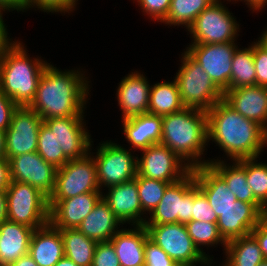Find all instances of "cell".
<instances>
[{"mask_svg":"<svg viewBox=\"0 0 267 266\" xmlns=\"http://www.w3.org/2000/svg\"><path fill=\"white\" fill-rule=\"evenodd\" d=\"M83 75L79 70L61 71L49 63L40 76L35 97L28 107L43 120L84 117L90 85Z\"/></svg>","mask_w":267,"mask_h":266,"instance_id":"1","label":"cell"},{"mask_svg":"<svg viewBox=\"0 0 267 266\" xmlns=\"http://www.w3.org/2000/svg\"><path fill=\"white\" fill-rule=\"evenodd\" d=\"M207 114L208 142L212 140L233 161L254 158L267 146V130L239 114L223 99Z\"/></svg>","mask_w":267,"mask_h":266,"instance_id":"2","label":"cell"},{"mask_svg":"<svg viewBox=\"0 0 267 266\" xmlns=\"http://www.w3.org/2000/svg\"><path fill=\"white\" fill-rule=\"evenodd\" d=\"M207 142L206 111L185 107L180 112L162 116L160 144L172 150L191 169L209 164L208 160L201 161L200 157Z\"/></svg>","mask_w":267,"mask_h":266,"instance_id":"3","label":"cell"},{"mask_svg":"<svg viewBox=\"0 0 267 266\" xmlns=\"http://www.w3.org/2000/svg\"><path fill=\"white\" fill-rule=\"evenodd\" d=\"M33 59L16 40L10 41L0 52V90L17 106L31 104L40 76L49 64L40 58Z\"/></svg>","mask_w":267,"mask_h":266,"instance_id":"4","label":"cell"},{"mask_svg":"<svg viewBox=\"0 0 267 266\" xmlns=\"http://www.w3.org/2000/svg\"><path fill=\"white\" fill-rule=\"evenodd\" d=\"M181 57V68L174 79L179 88L182 104L186 108L208 111L223 99V92L186 51Z\"/></svg>","mask_w":267,"mask_h":266,"instance_id":"5","label":"cell"},{"mask_svg":"<svg viewBox=\"0 0 267 266\" xmlns=\"http://www.w3.org/2000/svg\"><path fill=\"white\" fill-rule=\"evenodd\" d=\"M7 220L39 229L49 223L48 197L30 184L10 181L6 189Z\"/></svg>","mask_w":267,"mask_h":266,"instance_id":"6","label":"cell"},{"mask_svg":"<svg viewBox=\"0 0 267 266\" xmlns=\"http://www.w3.org/2000/svg\"><path fill=\"white\" fill-rule=\"evenodd\" d=\"M220 0L205 8L187 29L192 35L190 45L234 42L239 25ZM237 35V36H236Z\"/></svg>","mask_w":267,"mask_h":266,"instance_id":"7","label":"cell"},{"mask_svg":"<svg viewBox=\"0 0 267 266\" xmlns=\"http://www.w3.org/2000/svg\"><path fill=\"white\" fill-rule=\"evenodd\" d=\"M149 238L176 263L209 265L212 262L196 247L185 224H144Z\"/></svg>","mask_w":267,"mask_h":266,"instance_id":"8","label":"cell"},{"mask_svg":"<svg viewBox=\"0 0 267 266\" xmlns=\"http://www.w3.org/2000/svg\"><path fill=\"white\" fill-rule=\"evenodd\" d=\"M130 150L111 141L100 143L96 156H93L100 190H103L102 186L109 188L137 176L138 157L133 156Z\"/></svg>","mask_w":267,"mask_h":266,"instance_id":"9","label":"cell"},{"mask_svg":"<svg viewBox=\"0 0 267 266\" xmlns=\"http://www.w3.org/2000/svg\"><path fill=\"white\" fill-rule=\"evenodd\" d=\"M89 152L80 159L69 160L57 168L55 188L48 200H63L88 192H101L96 165Z\"/></svg>","mask_w":267,"mask_h":266,"instance_id":"10","label":"cell"},{"mask_svg":"<svg viewBox=\"0 0 267 266\" xmlns=\"http://www.w3.org/2000/svg\"><path fill=\"white\" fill-rule=\"evenodd\" d=\"M193 203V171L167 186L159 204L145 224H186L191 221Z\"/></svg>","mask_w":267,"mask_h":266,"instance_id":"11","label":"cell"},{"mask_svg":"<svg viewBox=\"0 0 267 266\" xmlns=\"http://www.w3.org/2000/svg\"><path fill=\"white\" fill-rule=\"evenodd\" d=\"M141 151V158H137V175L171 184L191 171L184 161L162 144L151 145Z\"/></svg>","mask_w":267,"mask_h":266,"instance_id":"12","label":"cell"},{"mask_svg":"<svg viewBox=\"0 0 267 266\" xmlns=\"http://www.w3.org/2000/svg\"><path fill=\"white\" fill-rule=\"evenodd\" d=\"M43 119L28 106H18L5 131L6 159L37 152L38 133Z\"/></svg>","mask_w":267,"mask_h":266,"instance_id":"13","label":"cell"},{"mask_svg":"<svg viewBox=\"0 0 267 266\" xmlns=\"http://www.w3.org/2000/svg\"><path fill=\"white\" fill-rule=\"evenodd\" d=\"M236 43L190 45L186 52L204 69L214 84L224 93L229 89L232 58Z\"/></svg>","mask_w":267,"mask_h":266,"instance_id":"14","label":"cell"},{"mask_svg":"<svg viewBox=\"0 0 267 266\" xmlns=\"http://www.w3.org/2000/svg\"><path fill=\"white\" fill-rule=\"evenodd\" d=\"M10 180L30 184L48 198L55 188L57 168L46 162L37 152H30L9 160Z\"/></svg>","mask_w":267,"mask_h":266,"instance_id":"15","label":"cell"},{"mask_svg":"<svg viewBox=\"0 0 267 266\" xmlns=\"http://www.w3.org/2000/svg\"><path fill=\"white\" fill-rule=\"evenodd\" d=\"M84 117H59L43 122L55 134L58 146L69 160L85 157L91 150V136L84 125Z\"/></svg>","mask_w":267,"mask_h":266,"instance_id":"16","label":"cell"},{"mask_svg":"<svg viewBox=\"0 0 267 266\" xmlns=\"http://www.w3.org/2000/svg\"><path fill=\"white\" fill-rule=\"evenodd\" d=\"M102 197V192H88L63 200H48L49 223L56 229L77 228Z\"/></svg>","mask_w":267,"mask_h":266,"instance_id":"17","label":"cell"},{"mask_svg":"<svg viewBox=\"0 0 267 266\" xmlns=\"http://www.w3.org/2000/svg\"><path fill=\"white\" fill-rule=\"evenodd\" d=\"M261 203L237 200L218 217L217 226L223 239L230 240L251 234L261 220Z\"/></svg>","mask_w":267,"mask_h":266,"instance_id":"18","label":"cell"},{"mask_svg":"<svg viewBox=\"0 0 267 266\" xmlns=\"http://www.w3.org/2000/svg\"><path fill=\"white\" fill-rule=\"evenodd\" d=\"M102 198L122 224H145L146 219L142 218L143 210L138 195L137 176L131 181L109 187L107 194H102Z\"/></svg>","mask_w":267,"mask_h":266,"instance_id":"19","label":"cell"},{"mask_svg":"<svg viewBox=\"0 0 267 266\" xmlns=\"http://www.w3.org/2000/svg\"><path fill=\"white\" fill-rule=\"evenodd\" d=\"M223 100L247 119L267 130V88L258 85L228 89Z\"/></svg>","mask_w":267,"mask_h":266,"instance_id":"20","label":"cell"},{"mask_svg":"<svg viewBox=\"0 0 267 266\" xmlns=\"http://www.w3.org/2000/svg\"><path fill=\"white\" fill-rule=\"evenodd\" d=\"M131 73L121 80L116 91L122 119L148 113L151 86L143 74Z\"/></svg>","mask_w":267,"mask_h":266,"instance_id":"21","label":"cell"},{"mask_svg":"<svg viewBox=\"0 0 267 266\" xmlns=\"http://www.w3.org/2000/svg\"><path fill=\"white\" fill-rule=\"evenodd\" d=\"M191 170L198 188L206 195L217 217L237 201L225 180L209 164Z\"/></svg>","mask_w":267,"mask_h":266,"instance_id":"22","label":"cell"},{"mask_svg":"<svg viewBox=\"0 0 267 266\" xmlns=\"http://www.w3.org/2000/svg\"><path fill=\"white\" fill-rule=\"evenodd\" d=\"M119 229L111 238L120 266H145V242L149 237L144 225Z\"/></svg>","mask_w":267,"mask_h":266,"instance_id":"23","label":"cell"},{"mask_svg":"<svg viewBox=\"0 0 267 266\" xmlns=\"http://www.w3.org/2000/svg\"><path fill=\"white\" fill-rule=\"evenodd\" d=\"M122 120L125 139L134 150L141 151L151 145L160 144L162 116L146 113Z\"/></svg>","mask_w":267,"mask_h":266,"instance_id":"24","label":"cell"},{"mask_svg":"<svg viewBox=\"0 0 267 266\" xmlns=\"http://www.w3.org/2000/svg\"><path fill=\"white\" fill-rule=\"evenodd\" d=\"M34 230L10 220L0 224V266H9L20 257L29 254Z\"/></svg>","mask_w":267,"mask_h":266,"instance_id":"25","label":"cell"},{"mask_svg":"<svg viewBox=\"0 0 267 266\" xmlns=\"http://www.w3.org/2000/svg\"><path fill=\"white\" fill-rule=\"evenodd\" d=\"M121 224L122 222L101 197L76 229L98 243L110 241L119 231L117 229L120 228Z\"/></svg>","mask_w":267,"mask_h":266,"instance_id":"26","label":"cell"},{"mask_svg":"<svg viewBox=\"0 0 267 266\" xmlns=\"http://www.w3.org/2000/svg\"><path fill=\"white\" fill-rule=\"evenodd\" d=\"M29 254L38 266H54L64 256L60 230L50 223L35 229L30 241Z\"/></svg>","mask_w":267,"mask_h":266,"instance_id":"27","label":"cell"},{"mask_svg":"<svg viewBox=\"0 0 267 266\" xmlns=\"http://www.w3.org/2000/svg\"><path fill=\"white\" fill-rule=\"evenodd\" d=\"M209 165L225 180L226 185L236 196L237 200L248 203H260L247 184L246 178V158L233 162L229 166L227 162L214 159L208 160Z\"/></svg>","mask_w":267,"mask_h":266,"instance_id":"28","label":"cell"},{"mask_svg":"<svg viewBox=\"0 0 267 266\" xmlns=\"http://www.w3.org/2000/svg\"><path fill=\"white\" fill-rule=\"evenodd\" d=\"M184 108L175 79L172 82L162 81L150 87L149 114L165 116L180 112Z\"/></svg>","mask_w":267,"mask_h":266,"instance_id":"29","label":"cell"},{"mask_svg":"<svg viewBox=\"0 0 267 266\" xmlns=\"http://www.w3.org/2000/svg\"><path fill=\"white\" fill-rule=\"evenodd\" d=\"M226 263L223 266H258L265 260L259 243L252 235H246L227 242Z\"/></svg>","mask_w":267,"mask_h":266,"instance_id":"30","label":"cell"},{"mask_svg":"<svg viewBox=\"0 0 267 266\" xmlns=\"http://www.w3.org/2000/svg\"><path fill=\"white\" fill-rule=\"evenodd\" d=\"M59 230L63 240L64 255L78 266H91L97 242L76 228Z\"/></svg>","mask_w":267,"mask_h":266,"instance_id":"31","label":"cell"},{"mask_svg":"<svg viewBox=\"0 0 267 266\" xmlns=\"http://www.w3.org/2000/svg\"><path fill=\"white\" fill-rule=\"evenodd\" d=\"M256 85V70L253 58V44L245 49H236L232 58L229 89Z\"/></svg>","mask_w":267,"mask_h":266,"instance_id":"32","label":"cell"},{"mask_svg":"<svg viewBox=\"0 0 267 266\" xmlns=\"http://www.w3.org/2000/svg\"><path fill=\"white\" fill-rule=\"evenodd\" d=\"M215 0H171L169 12L162 21L167 25H183L187 29L197 16Z\"/></svg>","mask_w":267,"mask_h":266,"instance_id":"33","label":"cell"},{"mask_svg":"<svg viewBox=\"0 0 267 266\" xmlns=\"http://www.w3.org/2000/svg\"><path fill=\"white\" fill-rule=\"evenodd\" d=\"M187 232L189 236L192 238L196 247L201 251L211 262L213 260L210 259V256H207L205 252H203L202 246L209 247L211 245L215 246L218 243L222 244L225 247L227 242L221 236L217 222H205L198 220H191L190 222L185 224ZM201 248V249H200Z\"/></svg>","mask_w":267,"mask_h":266,"instance_id":"34","label":"cell"},{"mask_svg":"<svg viewBox=\"0 0 267 266\" xmlns=\"http://www.w3.org/2000/svg\"><path fill=\"white\" fill-rule=\"evenodd\" d=\"M37 153L56 168L63 167L69 159L58 146L55 134L43 122L38 133Z\"/></svg>","mask_w":267,"mask_h":266,"instance_id":"35","label":"cell"},{"mask_svg":"<svg viewBox=\"0 0 267 266\" xmlns=\"http://www.w3.org/2000/svg\"><path fill=\"white\" fill-rule=\"evenodd\" d=\"M170 183L137 175V188L140 204L143 210L153 212L162 199L167 186Z\"/></svg>","mask_w":267,"mask_h":266,"instance_id":"36","label":"cell"},{"mask_svg":"<svg viewBox=\"0 0 267 266\" xmlns=\"http://www.w3.org/2000/svg\"><path fill=\"white\" fill-rule=\"evenodd\" d=\"M257 162V157L246 158V178L254 197L263 205L267 201V164Z\"/></svg>","mask_w":267,"mask_h":266,"instance_id":"37","label":"cell"},{"mask_svg":"<svg viewBox=\"0 0 267 266\" xmlns=\"http://www.w3.org/2000/svg\"><path fill=\"white\" fill-rule=\"evenodd\" d=\"M191 220L217 222L218 217L209 204L206 195L198 188L193 173V203Z\"/></svg>","mask_w":267,"mask_h":266,"instance_id":"38","label":"cell"},{"mask_svg":"<svg viewBox=\"0 0 267 266\" xmlns=\"http://www.w3.org/2000/svg\"><path fill=\"white\" fill-rule=\"evenodd\" d=\"M78 0H24V10L32 7H37L44 12H60L65 13L75 10L76 2ZM70 11V12H69Z\"/></svg>","mask_w":267,"mask_h":266,"instance_id":"39","label":"cell"},{"mask_svg":"<svg viewBox=\"0 0 267 266\" xmlns=\"http://www.w3.org/2000/svg\"><path fill=\"white\" fill-rule=\"evenodd\" d=\"M168 254L149 237L145 242V266H174Z\"/></svg>","mask_w":267,"mask_h":266,"instance_id":"40","label":"cell"},{"mask_svg":"<svg viewBox=\"0 0 267 266\" xmlns=\"http://www.w3.org/2000/svg\"><path fill=\"white\" fill-rule=\"evenodd\" d=\"M91 266H120L111 241L98 242L96 244Z\"/></svg>","mask_w":267,"mask_h":266,"instance_id":"41","label":"cell"},{"mask_svg":"<svg viewBox=\"0 0 267 266\" xmlns=\"http://www.w3.org/2000/svg\"><path fill=\"white\" fill-rule=\"evenodd\" d=\"M136 2L143 10L142 12L158 22L166 18L171 4V0H136Z\"/></svg>","mask_w":267,"mask_h":266,"instance_id":"42","label":"cell"},{"mask_svg":"<svg viewBox=\"0 0 267 266\" xmlns=\"http://www.w3.org/2000/svg\"><path fill=\"white\" fill-rule=\"evenodd\" d=\"M253 58L256 85L267 88V51L258 42L253 43Z\"/></svg>","mask_w":267,"mask_h":266,"instance_id":"43","label":"cell"},{"mask_svg":"<svg viewBox=\"0 0 267 266\" xmlns=\"http://www.w3.org/2000/svg\"><path fill=\"white\" fill-rule=\"evenodd\" d=\"M18 106L0 90V130L6 131Z\"/></svg>","mask_w":267,"mask_h":266,"instance_id":"44","label":"cell"},{"mask_svg":"<svg viewBox=\"0 0 267 266\" xmlns=\"http://www.w3.org/2000/svg\"><path fill=\"white\" fill-rule=\"evenodd\" d=\"M259 243L265 259H267V220L261 218L259 224L251 231Z\"/></svg>","mask_w":267,"mask_h":266,"instance_id":"45","label":"cell"},{"mask_svg":"<svg viewBox=\"0 0 267 266\" xmlns=\"http://www.w3.org/2000/svg\"><path fill=\"white\" fill-rule=\"evenodd\" d=\"M10 181L9 161L0 159V191H6Z\"/></svg>","mask_w":267,"mask_h":266,"instance_id":"46","label":"cell"},{"mask_svg":"<svg viewBox=\"0 0 267 266\" xmlns=\"http://www.w3.org/2000/svg\"><path fill=\"white\" fill-rule=\"evenodd\" d=\"M0 9L7 11H24V0H0Z\"/></svg>","mask_w":267,"mask_h":266,"instance_id":"47","label":"cell"},{"mask_svg":"<svg viewBox=\"0 0 267 266\" xmlns=\"http://www.w3.org/2000/svg\"><path fill=\"white\" fill-rule=\"evenodd\" d=\"M3 11L2 9H0V50H2L10 41H12L9 37H8V31L6 30V26L4 24V20H3Z\"/></svg>","mask_w":267,"mask_h":266,"instance_id":"48","label":"cell"},{"mask_svg":"<svg viewBox=\"0 0 267 266\" xmlns=\"http://www.w3.org/2000/svg\"><path fill=\"white\" fill-rule=\"evenodd\" d=\"M5 220H7L6 191H0V224Z\"/></svg>","mask_w":267,"mask_h":266,"instance_id":"49","label":"cell"},{"mask_svg":"<svg viewBox=\"0 0 267 266\" xmlns=\"http://www.w3.org/2000/svg\"><path fill=\"white\" fill-rule=\"evenodd\" d=\"M9 266H38L37 263L33 260L30 254L20 257L14 263Z\"/></svg>","mask_w":267,"mask_h":266,"instance_id":"50","label":"cell"},{"mask_svg":"<svg viewBox=\"0 0 267 266\" xmlns=\"http://www.w3.org/2000/svg\"><path fill=\"white\" fill-rule=\"evenodd\" d=\"M236 1H239V0H235V2ZM245 1L248 7H250L254 12L258 10L260 11L262 8L265 7V5H267V0H244V2Z\"/></svg>","mask_w":267,"mask_h":266,"instance_id":"51","label":"cell"},{"mask_svg":"<svg viewBox=\"0 0 267 266\" xmlns=\"http://www.w3.org/2000/svg\"><path fill=\"white\" fill-rule=\"evenodd\" d=\"M0 159H6L5 132L0 130Z\"/></svg>","mask_w":267,"mask_h":266,"instance_id":"52","label":"cell"},{"mask_svg":"<svg viewBox=\"0 0 267 266\" xmlns=\"http://www.w3.org/2000/svg\"><path fill=\"white\" fill-rule=\"evenodd\" d=\"M54 266H78L65 255Z\"/></svg>","mask_w":267,"mask_h":266,"instance_id":"53","label":"cell"},{"mask_svg":"<svg viewBox=\"0 0 267 266\" xmlns=\"http://www.w3.org/2000/svg\"><path fill=\"white\" fill-rule=\"evenodd\" d=\"M257 42L267 51V30L263 31Z\"/></svg>","mask_w":267,"mask_h":266,"instance_id":"54","label":"cell"},{"mask_svg":"<svg viewBox=\"0 0 267 266\" xmlns=\"http://www.w3.org/2000/svg\"><path fill=\"white\" fill-rule=\"evenodd\" d=\"M261 217L267 220V201L263 204V207L261 210Z\"/></svg>","mask_w":267,"mask_h":266,"instance_id":"55","label":"cell"},{"mask_svg":"<svg viewBox=\"0 0 267 266\" xmlns=\"http://www.w3.org/2000/svg\"><path fill=\"white\" fill-rule=\"evenodd\" d=\"M197 264L176 263L174 266H196Z\"/></svg>","mask_w":267,"mask_h":266,"instance_id":"56","label":"cell"},{"mask_svg":"<svg viewBox=\"0 0 267 266\" xmlns=\"http://www.w3.org/2000/svg\"><path fill=\"white\" fill-rule=\"evenodd\" d=\"M258 266H267V259L264 261L260 262Z\"/></svg>","mask_w":267,"mask_h":266,"instance_id":"57","label":"cell"}]
</instances>
